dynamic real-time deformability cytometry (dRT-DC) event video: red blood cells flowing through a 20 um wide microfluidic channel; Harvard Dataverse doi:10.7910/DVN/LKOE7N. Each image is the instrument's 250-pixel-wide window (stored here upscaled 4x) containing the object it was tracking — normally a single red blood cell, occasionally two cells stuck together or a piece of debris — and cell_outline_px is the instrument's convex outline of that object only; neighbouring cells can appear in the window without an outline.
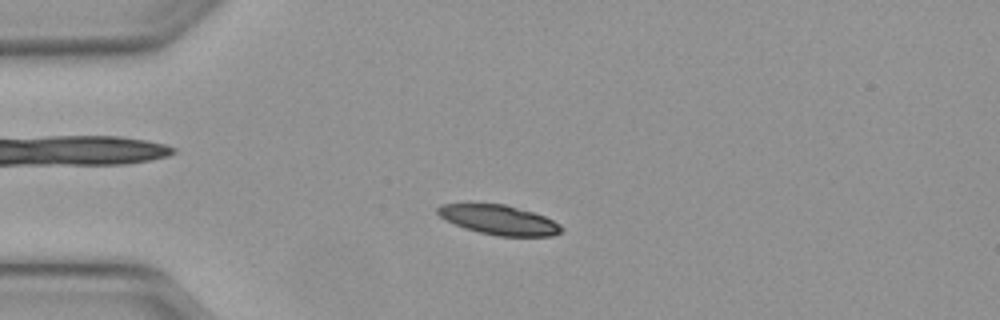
{"species": "Egyptian fruit bat (a non-hibernating species)", "species_latin": "Rousettus aegyptiacus", "temperature_condition": "warm", "stored_images_in_passage": 47, "camera_frame_rate_fps": 3000, "um_per_image_px": 0.085, "animal": {"sex": "female"}, "frame": {"image": 1, "passage_image": 12, "time_ms": 3.667, "image_size_px": [1000, 320], "cell_outline_px": [[564, 228], [560, 232], [552, 236], [496, 236], [464, 228], [444, 220], [436, 212], [436, 208], [440, 204], [504, 204], [532, 212], [544, 216], [560, 224]], "centroid_in_image_um": [42.39, 18.7], "position_along_channel_um": 42.6, "area_um2": 21.27}}
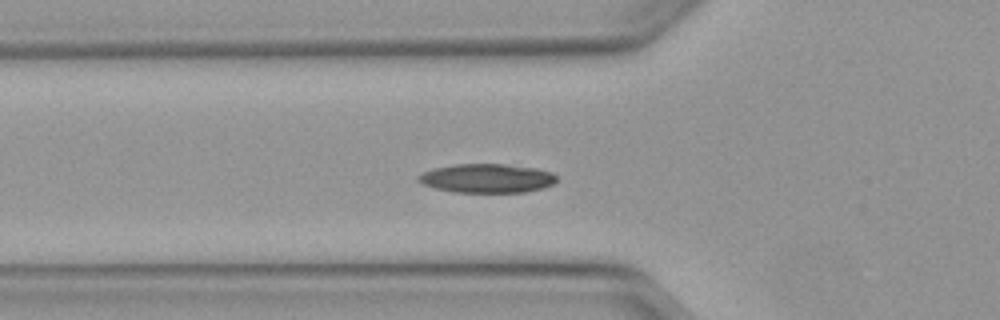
{"frame": {"image": 2, "passage_image": 17, "time_ms": 5.333, "image_size_px": [1000, 320], "cell_outline_px": [[556, 180], [552, 184], [540, 188], [524, 192], [452, 192], [420, 184], [416, 180], [416, 176], [432, 168], [456, 164], [504, 164], [536, 168], [552, 172], [556, 176]], "centroid_in_image_um": [41.33, 15.15], "position_along_channel_um": 84.5, "area_um2": 23.35}}
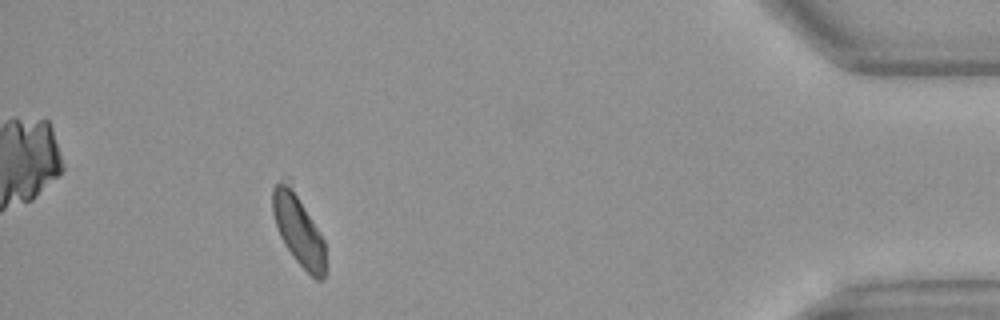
{"frame": {"image": 3, "passage_image": 45, "time_ms": 14.667, "image_size_px": [1000, 320], "cell_outline_px": [[328, 272], [320, 280], [316, 280], [292, 256], [284, 244], [280, 236], [272, 212], [272, 188], [280, 180], [288, 184], [292, 188], [324, 240], [328, 268]], "centroid_in_image_um": [25.39, 19.64], "position_along_channel_um": 409.8, "area_um2": 21.5}, "authors_computed_cell_mechanics": {"area_um2": 22.0218, "velocity_mm_per_s": 4.0956, "shape_relaxation_time_tau1_ms": 3.9764, "shape_relaxation_time_tau2_ms": 8.8024, "deformation_change_tau1": 0.1024, "deformation_change_tau2": 0.1688}}